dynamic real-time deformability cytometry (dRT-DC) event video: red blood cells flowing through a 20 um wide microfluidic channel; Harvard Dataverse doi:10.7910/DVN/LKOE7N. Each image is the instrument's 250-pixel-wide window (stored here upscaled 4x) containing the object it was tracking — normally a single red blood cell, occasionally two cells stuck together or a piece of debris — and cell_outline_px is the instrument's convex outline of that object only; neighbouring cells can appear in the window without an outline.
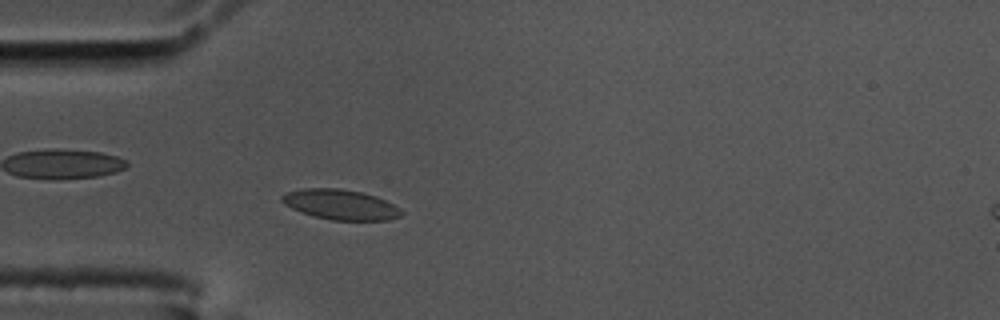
{"species": "common noctule bat (a hibernating species)", "species_latin": "Nyctalus noctula", "temperature_condition": "cold", "stored_images_in_passage": 51, "camera_frame_rate_fps": 3000, "um_per_image_px": 0.085, "animal": {"sex": "male", "body_mass_g": 17.5, "forearm_length_mm": 52.3}, "frame": {"image": 1, "passage_image": 11, "time_ms": 3.333, "image_size_px": [1000, 320], "cell_outline_px": [[404, 212], [400, 216], [388, 220], [332, 220], [312, 216], [300, 212], [284, 204], [280, 200], [280, 196], [288, 192], [304, 188], [340, 188], [360, 192], [376, 196], [400, 208]], "centroid_in_image_um": [28.92, 17.39], "position_along_channel_um": 56.1, "area_um2": 20.98}}
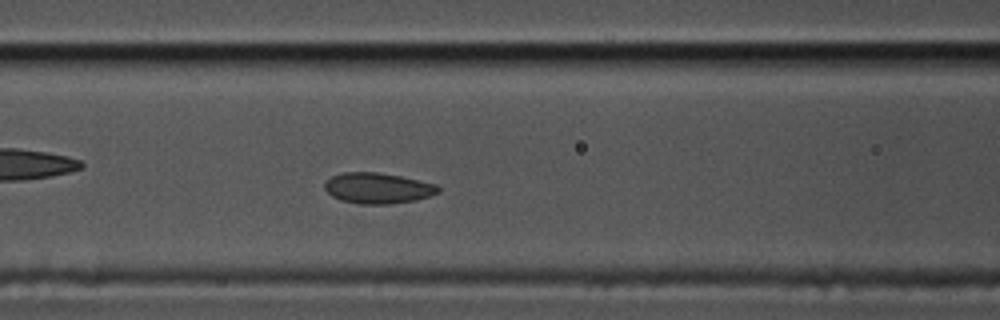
{"frame": {"image": 2, "passage_image": 18, "time_ms": 5.667, "image_size_px": [1000, 320], "cell_outline_px": [[440, 192], [416, 200], [388, 204], [360, 204], [340, 200], [332, 196], [324, 188], [324, 180], [340, 172], [376, 172], [400, 176], [436, 184], [440, 188]], "centroid_in_image_um": [32.07, 15.99], "position_along_channel_um": 134.5, "area_um2": 20.4}}
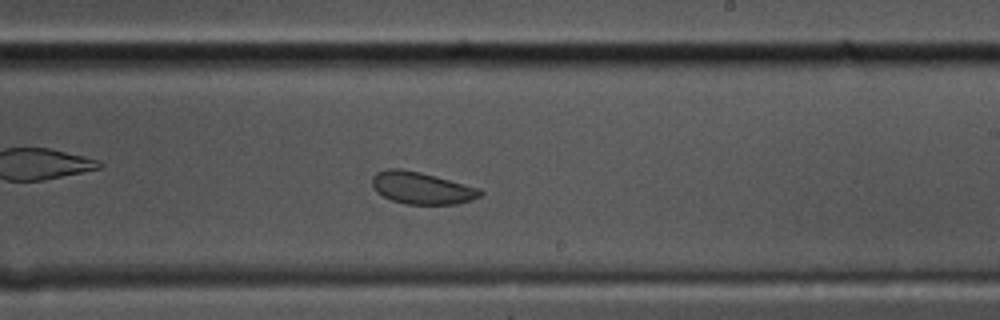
{"frame": {"image": 3, "passage_image": 28, "time_ms": 9.0, "image_size_px": [1000, 320], "cell_outline_px": [[484, 192], [480, 196], [472, 200], [456, 204], [404, 204], [392, 200], [376, 192], [372, 188], [372, 176], [376, 172], [388, 168], [400, 168], [420, 172], [436, 176], [480, 188]], "centroid_in_image_um": [35.83, 15.97], "position_along_channel_um": 253.2, "area_um2": 20.35}, "authors_computed_cell_mechanics": {"area_um2": 20.808, "velocity_mm_per_s": 3.5758, "shape_relaxation_time_tau1_ms": null, "shape_relaxation_time_tau2_ms": 2.7923, "deformation_change_tau1": null, "deformation_change_tau2": 0.0481}}